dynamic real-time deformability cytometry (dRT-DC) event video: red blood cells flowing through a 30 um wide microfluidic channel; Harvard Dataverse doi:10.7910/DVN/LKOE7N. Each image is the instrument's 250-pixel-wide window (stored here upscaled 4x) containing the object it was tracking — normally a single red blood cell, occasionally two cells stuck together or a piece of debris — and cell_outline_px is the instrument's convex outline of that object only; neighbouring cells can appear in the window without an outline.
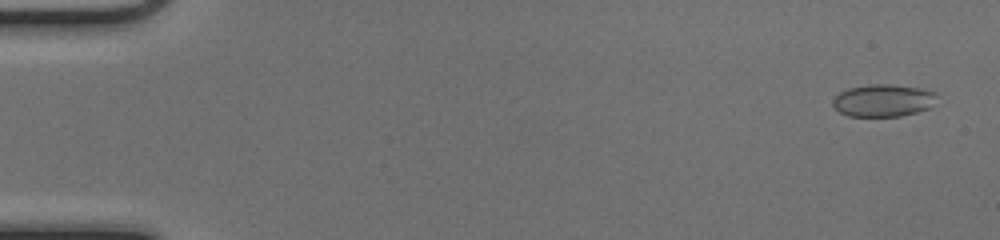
{"species": "common noctule bat (a hibernating species)", "species_latin": "Nyctalus noctula", "temperature_condition": "cold", "stored_images_in_passage": 51, "camera_frame_rate_fps": 3000, "um_per_image_px": 0.085, "animal": {"sex": "female", "body_mass_g": 17.0, "forearm_length_mm": 48.0}, "frame": {"image": 1, "passage_image": 3, "time_ms": 0.667, "image_size_px": [1000, 240], "cell_outline_px": [[936, 96], [928, 108], [916, 112], [900, 116], [848, 116], [840, 112], [832, 104], [832, 100], [840, 92], [848, 88], [868, 84], [892, 84], [916, 88], [936, 92]], "centroid_in_image_um": [75.02, 8.53], "position_along_channel_um": 10.0, "area_um2": 19.36}}
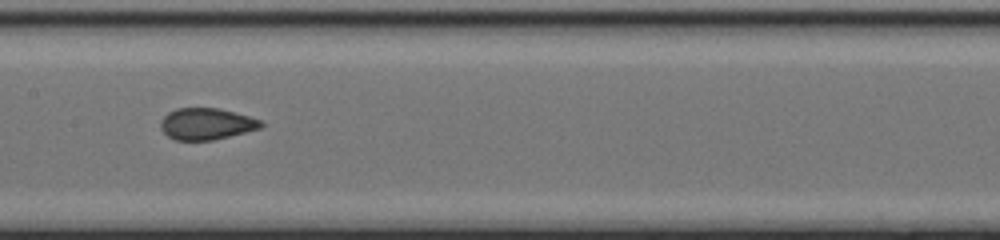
{"frame": {"image": 2, "passage_image": 27, "time_ms": 8.667, "image_size_px": [1000, 240], "cell_outline_px": [[264, 124], [260, 128], [212, 140], [176, 140], [168, 136], [160, 128], [160, 120], [168, 112], [176, 108], [220, 108], [248, 116], [260, 120]], "centroid_in_image_um": [17.51, 10.52], "position_along_channel_um": 189.9, "area_um2": 18.32}}
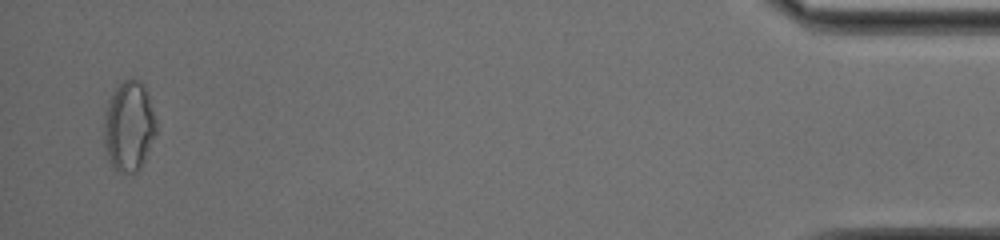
{"frame": {"image": 3, "passage_image": 50, "time_ms": 16.333, "image_size_px": [1000, 240], "cell_outline_px": [[156, 132], [144, 160], [140, 168], [136, 172], [124, 176], [108, 160], [104, 148], [104, 116], [112, 92], [124, 80], [140, 80], [144, 84], [156, 120]], "centroid_in_image_um": [10.95, 10.77], "position_along_channel_um": 424.3, "area_um2": 27.34}, "authors_computed_cell_mechanics": {"area_um2": 19.363, "velocity_mm_per_s": 4.1334, "shape_relaxation_time_tau1_ms": null, "shape_relaxation_time_tau2_ms": 0.6703, "deformation_change_tau1": null, "deformation_change_tau2": 0.0586}}